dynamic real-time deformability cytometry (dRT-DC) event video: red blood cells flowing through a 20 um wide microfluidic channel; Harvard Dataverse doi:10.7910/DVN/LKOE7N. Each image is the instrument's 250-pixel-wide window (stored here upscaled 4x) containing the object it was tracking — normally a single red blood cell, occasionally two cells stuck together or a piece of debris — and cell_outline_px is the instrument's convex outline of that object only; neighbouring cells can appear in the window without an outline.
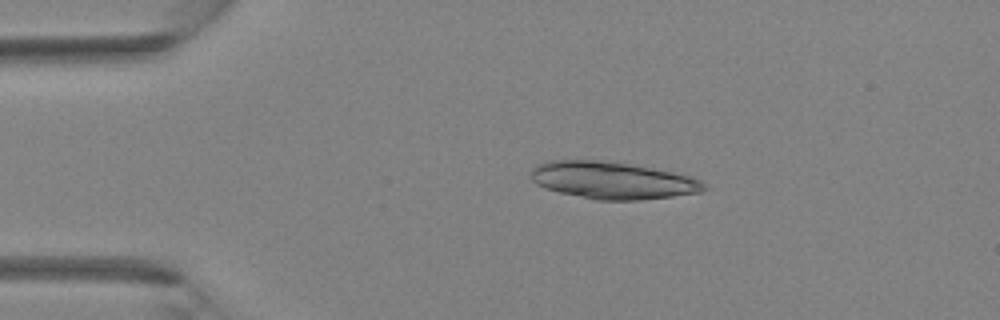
{"species": "Egyptian fruit bat (a non-hibernating species)", "species_latin": "Rousettus aegyptiacus", "temperature_condition": "room temperature", "stored_images_in_passage": 2, "camera_frame_rate_fps": 3000, "um_per_image_px": 0.085, "animal": {"sex": "female"}, "frame": {"image": 1, "passage_image": 1, "time_ms": 0.0, "image_size_px": [1000, 320], "cell_outline_px": [[708, 188], [700, 192], [672, 196], [640, 200], [596, 200], [560, 192], [544, 188], [536, 184], [532, 180], [532, 168], [536, 164], [552, 160], [596, 160], [628, 164], [672, 172], [692, 176], [700, 180]], "centroid_in_image_um": [52.05, 15.33], "position_along_channel_um": 33.0, "area_um2": 37.22}}